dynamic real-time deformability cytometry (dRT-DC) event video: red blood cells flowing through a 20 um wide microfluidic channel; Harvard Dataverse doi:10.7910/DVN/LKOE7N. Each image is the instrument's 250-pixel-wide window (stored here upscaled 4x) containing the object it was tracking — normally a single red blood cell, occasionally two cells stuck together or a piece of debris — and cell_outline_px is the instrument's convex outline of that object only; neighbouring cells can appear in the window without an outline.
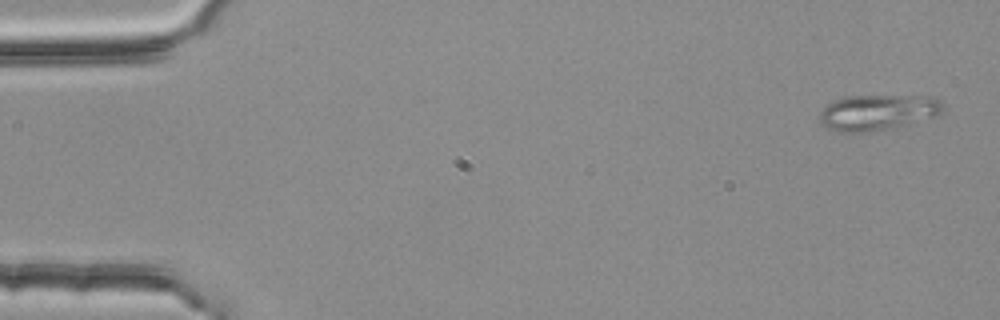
{"species": "common noctule bat (a hibernating species)", "species_latin": "Nyctalus noctula", "temperature_condition": "room temperature", "stored_images_in_passage": 4, "camera_frame_rate_fps": 3000, "um_per_image_px": 0.085, "animal": {"sex": "female", "body_mass_g": 25.1}, "frame": {"image": 1, "passage_image": 1, "time_ms": 0.0, "image_size_px": [1000, 320], "cell_outline_px": [[944, 108], [936, 116], [884, 128], [864, 132], [836, 132], [820, 124], [820, 112], [832, 100], [848, 96], [912, 96], [940, 100], [944, 104]], "centroid_in_image_um": [74.51, 9.54], "position_along_channel_um": 10.5, "area_um2": 24.91}}
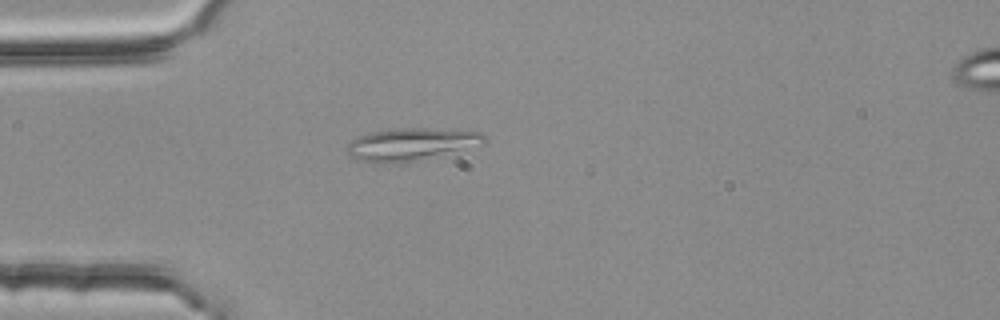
{"frame": {"image": 2, "passage_image": 4, "time_ms": 1.0, "image_size_px": [1000, 320], "cell_outline_px": [[488, 140], [484, 144], [404, 164], [376, 164], [360, 160], [348, 156], [348, 144], [352, 140], [368, 132], [396, 128], [428, 128], [480, 132]], "centroid_in_image_um": [34.91, 12.28], "position_along_channel_um": 50.1, "area_um2": 26.3}}